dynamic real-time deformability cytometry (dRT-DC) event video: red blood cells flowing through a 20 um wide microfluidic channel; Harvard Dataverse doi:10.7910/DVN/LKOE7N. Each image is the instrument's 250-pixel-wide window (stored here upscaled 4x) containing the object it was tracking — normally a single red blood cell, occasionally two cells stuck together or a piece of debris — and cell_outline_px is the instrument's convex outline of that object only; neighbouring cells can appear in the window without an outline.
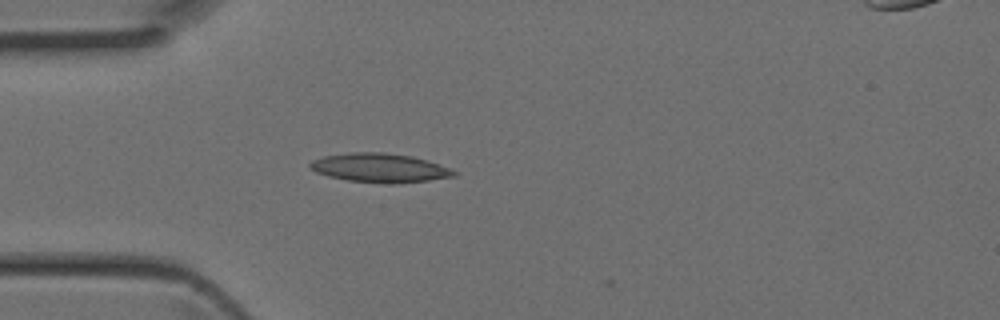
{"species": "Egyptian fruit bat (a non-hibernating species)", "species_latin": "Rousettus aegyptiacus", "temperature_condition": "room temperature", "stored_images_in_passage": 5, "camera_frame_rate_fps": 3000, "um_per_image_px": 0.085, "animal": {"sex": "female"}, "frame": {"image": 1, "passage_image": 1, "time_ms": 0.0, "image_size_px": [1000, 320], "cell_outline_px": [[456, 176], [428, 180], [396, 184], [392, 184], [348, 180], [328, 176], [316, 172], [308, 164], [312, 160], [324, 156], [348, 152], [384, 152], [412, 156], [448, 168], [456, 172]], "centroid_in_image_um": [32.24, 14.26], "position_along_channel_um": 52.8, "area_um2": 24.04}}
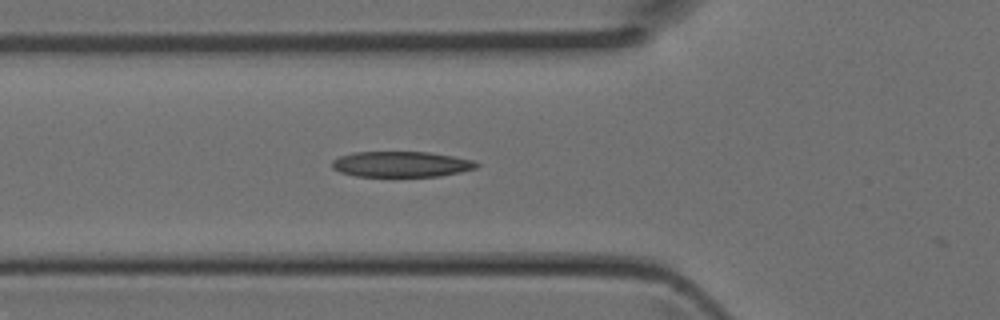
{"frame": {"image": 2, "passage_image": 4, "time_ms": 1.0, "image_size_px": [1000, 320], "cell_outline_px": [[480, 164], [476, 168], [460, 172], [440, 176], [356, 176], [340, 172], [332, 168], [332, 160], [340, 156], [352, 152], [428, 152], [452, 156], [472, 160]], "centroid_in_image_um": [34.08, 13.95], "position_along_channel_um": 91.7, "area_um2": 21.5}}